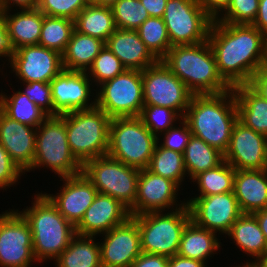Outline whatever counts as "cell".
<instances>
[{"label":"cell","mask_w":267,"mask_h":267,"mask_svg":"<svg viewBox=\"0 0 267 267\" xmlns=\"http://www.w3.org/2000/svg\"><path fill=\"white\" fill-rule=\"evenodd\" d=\"M208 41L218 73L231 88L248 84L253 74L267 63V37L252 25L214 20Z\"/></svg>","instance_id":"cell-1"},{"label":"cell","mask_w":267,"mask_h":267,"mask_svg":"<svg viewBox=\"0 0 267 267\" xmlns=\"http://www.w3.org/2000/svg\"><path fill=\"white\" fill-rule=\"evenodd\" d=\"M183 119L192 135L225 154L238 120L233 89L218 94H193Z\"/></svg>","instance_id":"cell-2"},{"label":"cell","mask_w":267,"mask_h":267,"mask_svg":"<svg viewBox=\"0 0 267 267\" xmlns=\"http://www.w3.org/2000/svg\"><path fill=\"white\" fill-rule=\"evenodd\" d=\"M161 61L193 94H218L232 89L218 73L208 40L172 46Z\"/></svg>","instance_id":"cell-3"},{"label":"cell","mask_w":267,"mask_h":267,"mask_svg":"<svg viewBox=\"0 0 267 267\" xmlns=\"http://www.w3.org/2000/svg\"><path fill=\"white\" fill-rule=\"evenodd\" d=\"M33 199V205L19 213L30 226L34 257L40 263L56 260L76 235V227L44 193H38Z\"/></svg>","instance_id":"cell-4"},{"label":"cell","mask_w":267,"mask_h":267,"mask_svg":"<svg viewBox=\"0 0 267 267\" xmlns=\"http://www.w3.org/2000/svg\"><path fill=\"white\" fill-rule=\"evenodd\" d=\"M110 121L97 106L65 113L70 151L82 165L87 160L107 155Z\"/></svg>","instance_id":"cell-5"},{"label":"cell","mask_w":267,"mask_h":267,"mask_svg":"<svg viewBox=\"0 0 267 267\" xmlns=\"http://www.w3.org/2000/svg\"><path fill=\"white\" fill-rule=\"evenodd\" d=\"M39 167H48L61 178L82 172V164L70 151L65 114L48 116L37 127L34 160L26 172Z\"/></svg>","instance_id":"cell-6"},{"label":"cell","mask_w":267,"mask_h":267,"mask_svg":"<svg viewBox=\"0 0 267 267\" xmlns=\"http://www.w3.org/2000/svg\"><path fill=\"white\" fill-rule=\"evenodd\" d=\"M157 143L158 138L139 117L111 118L108 156L130 167L146 169Z\"/></svg>","instance_id":"cell-7"},{"label":"cell","mask_w":267,"mask_h":267,"mask_svg":"<svg viewBox=\"0 0 267 267\" xmlns=\"http://www.w3.org/2000/svg\"><path fill=\"white\" fill-rule=\"evenodd\" d=\"M171 210L131 216L138 223L142 253L166 257L178 253L183 230L191 218L187 204Z\"/></svg>","instance_id":"cell-8"},{"label":"cell","mask_w":267,"mask_h":267,"mask_svg":"<svg viewBox=\"0 0 267 267\" xmlns=\"http://www.w3.org/2000/svg\"><path fill=\"white\" fill-rule=\"evenodd\" d=\"M82 172L99 193L110 195L134 216L139 169L130 167L108 155L87 160Z\"/></svg>","instance_id":"cell-9"},{"label":"cell","mask_w":267,"mask_h":267,"mask_svg":"<svg viewBox=\"0 0 267 267\" xmlns=\"http://www.w3.org/2000/svg\"><path fill=\"white\" fill-rule=\"evenodd\" d=\"M162 19L171 46L193 45L207 41L214 21L197 0H167Z\"/></svg>","instance_id":"cell-10"},{"label":"cell","mask_w":267,"mask_h":267,"mask_svg":"<svg viewBox=\"0 0 267 267\" xmlns=\"http://www.w3.org/2000/svg\"><path fill=\"white\" fill-rule=\"evenodd\" d=\"M96 106L110 118L139 117L144 106L142 71L126 69L100 85Z\"/></svg>","instance_id":"cell-11"},{"label":"cell","mask_w":267,"mask_h":267,"mask_svg":"<svg viewBox=\"0 0 267 267\" xmlns=\"http://www.w3.org/2000/svg\"><path fill=\"white\" fill-rule=\"evenodd\" d=\"M142 85L144 106L168 107L184 118L193 93L161 60L142 71Z\"/></svg>","instance_id":"cell-12"},{"label":"cell","mask_w":267,"mask_h":267,"mask_svg":"<svg viewBox=\"0 0 267 267\" xmlns=\"http://www.w3.org/2000/svg\"><path fill=\"white\" fill-rule=\"evenodd\" d=\"M18 211L0 214L1 267H30L36 262L30 226Z\"/></svg>","instance_id":"cell-13"},{"label":"cell","mask_w":267,"mask_h":267,"mask_svg":"<svg viewBox=\"0 0 267 267\" xmlns=\"http://www.w3.org/2000/svg\"><path fill=\"white\" fill-rule=\"evenodd\" d=\"M191 221L204 229L227 234L243 214L234 192L195 196L186 202Z\"/></svg>","instance_id":"cell-14"},{"label":"cell","mask_w":267,"mask_h":267,"mask_svg":"<svg viewBox=\"0 0 267 267\" xmlns=\"http://www.w3.org/2000/svg\"><path fill=\"white\" fill-rule=\"evenodd\" d=\"M9 63L23 83H49L64 70L62 55L39 44L16 49Z\"/></svg>","instance_id":"cell-15"},{"label":"cell","mask_w":267,"mask_h":267,"mask_svg":"<svg viewBox=\"0 0 267 267\" xmlns=\"http://www.w3.org/2000/svg\"><path fill=\"white\" fill-rule=\"evenodd\" d=\"M224 160L235 170L267 169V137L237 120Z\"/></svg>","instance_id":"cell-16"},{"label":"cell","mask_w":267,"mask_h":267,"mask_svg":"<svg viewBox=\"0 0 267 267\" xmlns=\"http://www.w3.org/2000/svg\"><path fill=\"white\" fill-rule=\"evenodd\" d=\"M90 81L92 80L89 79L87 72L68 70H63L51 80L49 83L52 92L53 116L95 107L96 99L90 102L92 90Z\"/></svg>","instance_id":"cell-17"},{"label":"cell","mask_w":267,"mask_h":267,"mask_svg":"<svg viewBox=\"0 0 267 267\" xmlns=\"http://www.w3.org/2000/svg\"><path fill=\"white\" fill-rule=\"evenodd\" d=\"M103 236L100 244L102 267H130L142 253L138 223L131 216Z\"/></svg>","instance_id":"cell-18"},{"label":"cell","mask_w":267,"mask_h":267,"mask_svg":"<svg viewBox=\"0 0 267 267\" xmlns=\"http://www.w3.org/2000/svg\"><path fill=\"white\" fill-rule=\"evenodd\" d=\"M179 186L162 176H159L147 168L140 170L138 176L137 197L134 203V216L147 213L176 210L186 205V202H178L177 192ZM178 204H177V202ZM176 204V205H175ZM173 205L176 206L174 209ZM179 206V207H178Z\"/></svg>","instance_id":"cell-19"},{"label":"cell","mask_w":267,"mask_h":267,"mask_svg":"<svg viewBox=\"0 0 267 267\" xmlns=\"http://www.w3.org/2000/svg\"><path fill=\"white\" fill-rule=\"evenodd\" d=\"M61 181L65 182L60 193L45 195L65 219L76 227L99 192L83 172L62 177Z\"/></svg>","instance_id":"cell-20"},{"label":"cell","mask_w":267,"mask_h":267,"mask_svg":"<svg viewBox=\"0 0 267 267\" xmlns=\"http://www.w3.org/2000/svg\"><path fill=\"white\" fill-rule=\"evenodd\" d=\"M37 128L8 117L0 109V144L25 173L33 164Z\"/></svg>","instance_id":"cell-21"},{"label":"cell","mask_w":267,"mask_h":267,"mask_svg":"<svg viewBox=\"0 0 267 267\" xmlns=\"http://www.w3.org/2000/svg\"><path fill=\"white\" fill-rule=\"evenodd\" d=\"M129 217V210L118 200L98 193L76 226V234L98 236L123 224Z\"/></svg>","instance_id":"cell-22"},{"label":"cell","mask_w":267,"mask_h":267,"mask_svg":"<svg viewBox=\"0 0 267 267\" xmlns=\"http://www.w3.org/2000/svg\"><path fill=\"white\" fill-rule=\"evenodd\" d=\"M105 45L128 70L143 71L159 61L140 39L136 30L116 29Z\"/></svg>","instance_id":"cell-23"},{"label":"cell","mask_w":267,"mask_h":267,"mask_svg":"<svg viewBox=\"0 0 267 267\" xmlns=\"http://www.w3.org/2000/svg\"><path fill=\"white\" fill-rule=\"evenodd\" d=\"M234 194L243 214L267 207V169L235 170Z\"/></svg>","instance_id":"cell-24"},{"label":"cell","mask_w":267,"mask_h":267,"mask_svg":"<svg viewBox=\"0 0 267 267\" xmlns=\"http://www.w3.org/2000/svg\"><path fill=\"white\" fill-rule=\"evenodd\" d=\"M0 14L6 22L9 40L14 51L23 46L39 44L43 13L38 8L21 9L13 15L9 10Z\"/></svg>","instance_id":"cell-25"},{"label":"cell","mask_w":267,"mask_h":267,"mask_svg":"<svg viewBox=\"0 0 267 267\" xmlns=\"http://www.w3.org/2000/svg\"><path fill=\"white\" fill-rule=\"evenodd\" d=\"M236 97L238 120L267 137V101L247 84L232 88Z\"/></svg>","instance_id":"cell-26"},{"label":"cell","mask_w":267,"mask_h":267,"mask_svg":"<svg viewBox=\"0 0 267 267\" xmlns=\"http://www.w3.org/2000/svg\"><path fill=\"white\" fill-rule=\"evenodd\" d=\"M239 247L254 260L267 256V241L256 217L253 214H242L227 233ZM256 257V258H255Z\"/></svg>","instance_id":"cell-27"},{"label":"cell","mask_w":267,"mask_h":267,"mask_svg":"<svg viewBox=\"0 0 267 267\" xmlns=\"http://www.w3.org/2000/svg\"><path fill=\"white\" fill-rule=\"evenodd\" d=\"M104 46V41L74 30L62 54L64 70L86 72Z\"/></svg>","instance_id":"cell-28"},{"label":"cell","mask_w":267,"mask_h":267,"mask_svg":"<svg viewBox=\"0 0 267 267\" xmlns=\"http://www.w3.org/2000/svg\"><path fill=\"white\" fill-rule=\"evenodd\" d=\"M215 233L190 221L183 230L177 254L206 263L205 260L221 247Z\"/></svg>","instance_id":"cell-29"},{"label":"cell","mask_w":267,"mask_h":267,"mask_svg":"<svg viewBox=\"0 0 267 267\" xmlns=\"http://www.w3.org/2000/svg\"><path fill=\"white\" fill-rule=\"evenodd\" d=\"M95 236L76 234L68 247L54 260L56 267H102L100 243Z\"/></svg>","instance_id":"cell-30"},{"label":"cell","mask_w":267,"mask_h":267,"mask_svg":"<svg viewBox=\"0 0 267 267\" xmlns=\"http://www.w3.org/2000/svg\"><path fill=\"white\" fill-rule=\"evenodd\" d=\"M75 30L106 43L109 36L117 29L111 7L89 3L74 20Z\"/></svg>","instance_id":"cell-31"},{"label":"cell","mask_w":267,"mask_h":267,"mask_svg":"<svg viewBox=\"0 0 267 267\" xmlns=\"http://www.w3.org/2000/svg\"><path fill=\"white\" fill-rule=\"evenodd\" d=\"M183 158L186 172L192 180L196 175L220 165L224 161V154L192 135Z\"/></svg>","instance_id":"cell-32"},{"label":"cell","mask_w":267,"mask_h":267,"mask_svg":"<svg viewBox=\"0 0 267 267\" xmlns=\"http://www.w3.org/2000/svg\"><path fill=\"white\" fill-rule=\"evenodd\" d=\"M0 109L11 119L35 128L40 126L48 117V115L34 102H31L21 90L13 93L11 97L1 92Z\"/></svg>","instance_id":"cell-33"},{"label":"cell","mask_w":267,"mask_h":267,"mask_svg":"<svg viewBox=\"0 0 267 267\" xmlns=\"http://www.w3.org/2000/svg\"><path fill=\"white\" fill-rule=\"evenodd\" d=\"M235 169L225 160L215 168L196 175L192 182L198 184L199 196H209L234 191Z\"/></svg>","instance_id":"cell-34"},{"label":"cell","mask_w":267,"mask_h":267,"mask_svg":"<svg viewBox=\"0 0 267 267\" xmlns=\"http://www.w3.org/2000/svg\"><path fill=\"white\" fill-rule=\"evenodd\" d=\"M147 169L175 182L178 186L187 176L183 154L158 146V143L155 146Z\"/></svg>","instance_id":"cell-35"},{"label":"cell","mask_w":267,"mask_h":267,"mask_svg":"<svg viewBox=\"0 0 267 267\" xmlns=\"http://www.w3.org/2000/svg\"><path fill=\"white\" fill-rule=\"evenodd\" d=\"M75 30L74 20L43 14L39 45L63 54Z\"/></svg>","instance_id":"cell-36"},{"label":"cell","mask_w":267,"mask_h":267,"mask_svg":"<svg viewBox=\"0 0 267 267\" xmlns=\"http://www.w3.org/2000/svg\"><path fill=\"white\" fill-rule=\"evenodd\" d=\"M136 31L146 47L158 60H161L172 47L166 25L160 17H149Z\"/></svg>","instance_id":"cell-37"},{"label":"cell","mask_w":267,"mask_h":267,"mask_svg":"<svg viewBox=\"0 0 267 267\" xmlns=\"http://www.w3.org/2000/svg\"><path fill=\"white\" fill-rule=\"evenodd\" d=\"M111 9L117 29L137 30L150 17L140 0H118Z\"/></svg>","instance_id":"cell-38"},{"label":"cell","mask_w":267,"mask_h":267,"mask_svg":"<svg viewBox=\"0 0 267 267\" xmlns=\"http://www.w3.org/2000/svg\"><path fill=\"white\" fill-rule=\"evenodd\" d=\"M125 70L126 68L121 61L105 45L86 72H88L87 74L90 73L88 77L93 80L91 83L95 82V85L99 86L103 82L122 74Z\"/></svg>","instance_id":"cell-39"},{"label":"cell","mask_w":267,"mask_h":267,"mask_svg":"<svg viewBox=\"0 0 267 267\" xmlns=\"http://www.w3.org/2000/svg\"><path fill=\"white\" fill-rule=\"evenodd\" d=\"M139 118L158 140L160 135L173 127L175 121L183 119L175 110L160 106H143Z\"/></svg>","instance_id":"cell-40"},{"label":"cell","mask_w":267,"mask_h":267,"mask_svg":"<svg viewBox=\"0 0 267 267\" xmlns=\"http://www.w3.org/2000/svg\"><path fill=\"white\" fill-rule=\"evenodd\" d=\"M259 0H231L229 6L216 21L251 25L258 13Z\"/></svg>","instance_id":"cell-41"},{"label":"cell","mask_w":267,"mask_h":267,"mask_svg":"<svg viewBox=\"0 0 267 267\" xmlns=\"http://www.w3.org/2000/svg\"><path fill=\"white\" fill-rule=\"evenodd\" d=\"M88 4L87 0H39L37 8L45 16L75 20Z\"/></svg>","instance_id":"cell-42"},{"label":"cell","mask_w":267,"mask_h":267,"mask_svg":"<svg viewBox=\"0 0 267 267\" xmlns=\"http://www.w3.org/2000/svg\"><path fill=\"white\" fill-rule=\"evenodd\" d=\"M26 88L21 91L31 102H34L48 116H53V101L50 83H23Z\"/></svg>","instance_id":"cell-43"},{"label":"cell","mask_w":267,"mask_h":267,"mask_svg":"<svg viewBox=\"0 0 267 267\" xmlns=\"http://www.w3.org/2000/svg\"><path fill=\"white\" fill-rule=\"evenodd\" d=\"M180 127H175V125L169 128L163 133V142L160 145L163 148L170 149L179 153H184L187 144L192 136L190 127L188 123L182 119L180 120Z\"/></svg>","instance_id":"cell-44"},{"label":"cell","mask_w":267,"mask_h":267,"mask_svg":"<svg viewBox=\"0 0 267 267\" xmlns=\"http://www.w3.org/2000/svg\"><path fill=\"white\" fill-rule=\"evenodd\" d=\"M24 172L10 158L7 150L0 144V189L16 184Z\"/></svg>","instance_id":"cell-45"},{"label":"cell","mask_w":267,"mask_h":267,"mask_svg":"<svg viewBox=\"0 0 267 267\" xmlns=\"http://www.w3.org/2000/svg\"><path fill=\"white\" fill-rule=\"evenodd\" d=\"M247 85L267 101V63L253 74Z\"/></svg>","instance_id":"cell-46"},{"label":"cell","mask_w":267,"mask_h":267,"mask_svg":"<svg viewBox=\"0 0 267 267\" xmlns=\"http://www.w3.org/2000/svg\"><path fill=\"white\" fill-rule=\"evenodd\" d=\"M169 257L150 253H141L130 267H168Z\"/></svg>","instance_id":"cell-47"},{"label":"cell","mask_w":267,"mask_h":267,"mask_svg":"<svg viewBox=\"0 0 267 267\" xmlns=\"http://www.w3.org/2000/svg\"><path fill=\"white\" fill-rule=\"evenodd\" d=\"M197 2L213 20H216L226 10L231 0H197Z\"/></svg>","instance_id":"cell-48"},{"label":"cell","mask_w":267,"mask_h":267,"mask_svg":"<svg viewBox=\"0 0 267 267\" xmlns=\"http://www.w3.org/2000/svg\"><path fill=\"white\" fill-rule=\"evenodd\" d=\"M14 50L11 46L8 28L3 16L0 14V57H7L11 60Z\"/></svg>","instance_id":"cell-49"},{"label":"cell","mask_w":267,"mask_h":267,"mask_svg":"<svg viewBox=\"0 0 267 267\" xmlns=\"http://www.w3.org/2000/svg\"><path fill=\"white\" fill-rule=\"evenodd\" d=\"M251 25L267 37V0H259L258 13Z\"/></svg>","instance_id":"cell-50"},{"label":"cell","mask_w":267,"mask_h":267,"mask_svg":"<svg viewBox=\"0 0 267 267\" xmlns=\"http://www.w3.org/2000/svg\"><path fill=\"white\" fill-rule=\"evenodd\" d=\"M150 17H160L164 15L167 0H140Z\"/></svg>","instance_id":"cell-51"},{"label":"cell","mask_w":267,"mask_h":267,"mask_svg":"<svg viewBox=\"0 0 267 267\" xmlns=\"http://www.w3.org/2000/svg\"><path fill=\"white\" fill-rule=\"evenodd\" d=\"M206 264L200 260L185 258L176 254L169 257L168 267H207Z\"/></svg>","instance_id":"cell-52"},{"label":"cell","mask_w":267,"mask_h":267,"mask_svg":"<svg viewBox=\"0 0 267 267\" xmlns=\"http://www.w3.org/2000/svg\"><path fill=\"white\" fill-rule=\"evenodd\" d=\"M39 0H0V12L8 11L11 8L10 5L19 6L21 9H35L38 6Z\"/></svg>","instance_id":"cell-53"},{"label":"cell","mask_w":267,"mask_h":267,"mask_svg":"<svg viewBox=\"0 0 267 267\" xmlns=\"http://www.w3.org/2000/svg\"><path fill=\"white\" fill-rule=\"evenodd\" d=\"M253 215L256 217L259 226L265 235L266 241H267V207L263 210L257 211L253 213Z\"/></svg>","instance_id":"cell-54"},{"label":"cell","mask_w":267,"mask_h":267,"mask_svg":"<svg viewBox=\"0 0 267 267\" xmlns=\"http://www.w3.org/2000/svg\"><path fill=\"white\" fill-rule=\"evenodd\" d=\"M118 0H93L91 3L98 6L111 7Z\"/></svg>","instance_id":"cell-55"},{"label":"cell","mask_w":267,"mask_h":267,"mask_svg":"<svg viewBox=\"0 0 267 267\" xmlns=\"http://www.w3.org/2000/svg\"><path fill=\"white\" fill-rule=\"evenodd\" d=\"M258 267H267V257L260 258L258 260H255Z\"/></svg>","instance_id":"cell-56"},{"label":"cell","mask_w":267,"mask_h":267,"mask_svg":"<svg viewBox=\"0 0 267 267\" xmlns=\"http://www.w3.org/2000/svg\"><path fill=\"white\" fill-rule=\"evenodd\" d=\"M245 264H243V266H239V267H258L256 261H251V262L248 261Z\"/></svg>","instance_id":"cell-57"}]
</instances>
